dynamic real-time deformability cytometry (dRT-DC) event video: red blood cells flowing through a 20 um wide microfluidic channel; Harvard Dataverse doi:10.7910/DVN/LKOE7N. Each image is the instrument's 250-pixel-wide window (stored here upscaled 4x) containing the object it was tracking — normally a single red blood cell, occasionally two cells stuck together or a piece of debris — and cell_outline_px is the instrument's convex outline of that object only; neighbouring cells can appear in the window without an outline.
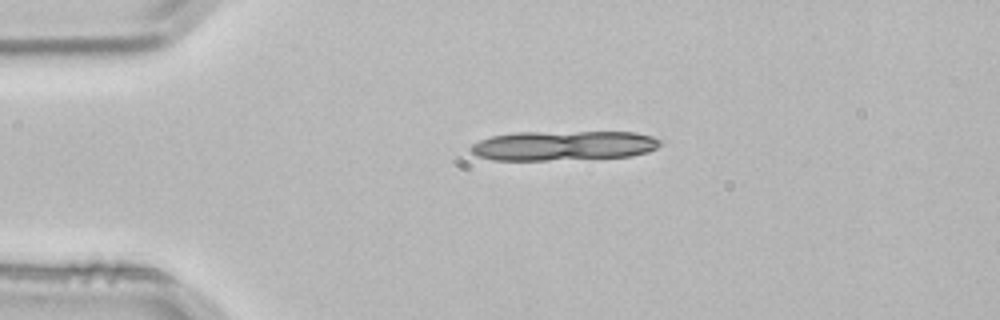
{"species": "common noctule bat (a hibernating species)", "species_latin": "Nyctalus noctula", "temperature_condition": "room temperature", "stored_images_in_passage": 2, "camera_frame_rate_fps": 3000, "um_per_image_px": 0.085, "animal": {"sex": "male", "body_mass_g": 21.5, "forearm_length_mm": 52.0}, "frame": {"image": 1, "passage_image": 1, "time_ms": 0.0, "image_size_px": [1000, 320], "cell_outline_px": [[664, 140], [656, 148], [648, 152], [632, 156], [548, 160], [492, 160], [476, 156], [468, 148], [472, 144], [480, 140], [492, 136], [516, 132], [636, 132], [652, 136]], "centroid_in_image_um": [47.9, 12.37], "position_along_channel_um": 37.1, "area_um2": 32.95}}